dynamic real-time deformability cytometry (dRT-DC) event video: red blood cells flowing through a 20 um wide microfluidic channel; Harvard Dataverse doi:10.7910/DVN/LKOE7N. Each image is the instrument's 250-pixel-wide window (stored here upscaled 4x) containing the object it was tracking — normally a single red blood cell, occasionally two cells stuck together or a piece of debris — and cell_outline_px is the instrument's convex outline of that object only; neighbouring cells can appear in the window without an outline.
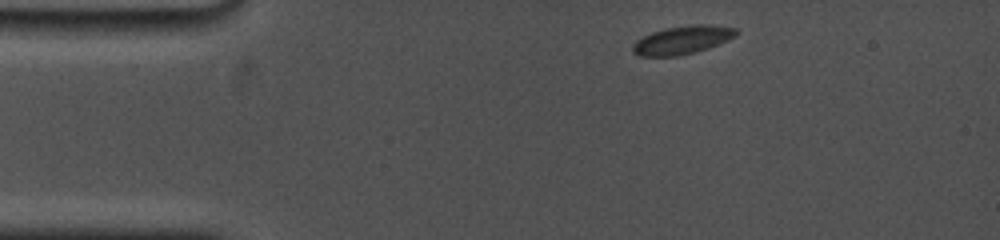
{"species": "common noctule bat (a hibernating species)", "species_latin": "Nyctalus noctula", "temperature_condition": "cold", "stored_images_in_passage": 20, "camera_frame_rate_fps": 5000, "um_per_image_px": 0.085, "animal": {"sex": "female", "body_mass_g": 19.0, "forearm_length_mm": 53.3}, "frame": {"image": 1, "passage_image": 1, "time_ms": 0.0, "image_size_px": [1000, 240], "cell_outline_px": [[740, 32], [736, 36], [728, 40], [708, 48], [696, 52], [676, 56], [640, 56], [632, 52], [632, 44], [636, 40], [652, 32], [664, 28], [692, 24], [708, 24], [736, 28]], "centroid_in_image_um": [58.01, 3.39], "position_along_channel_um": 27.0, "area_um2": 17.22}}
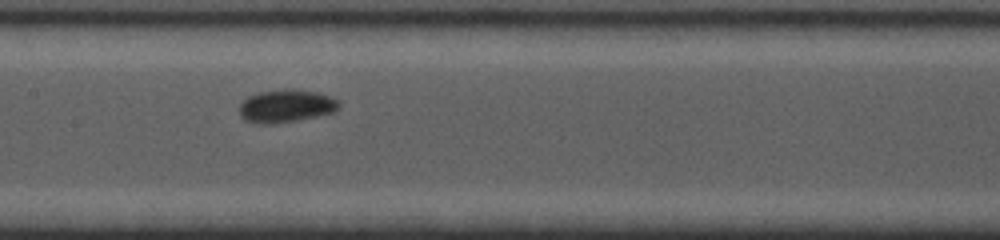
{"frame": {"image": 2, "passage_image": 12, "time_ms": 5.8, "image_size_px": [1000, 240], "cell_outline_px": [[340, 108], [336, 112], [276, 124], [260, 124], [244, 120], [240, 116], [240, 104], [248, 96], [260, 92], [284, 88], [316, 92], [328, 96], [336, 100], [340, 104]], "centroid_in_image_um": [24.3, 9.02], "position_along_channel_um": 183.1, "area_um2": 19.07}}
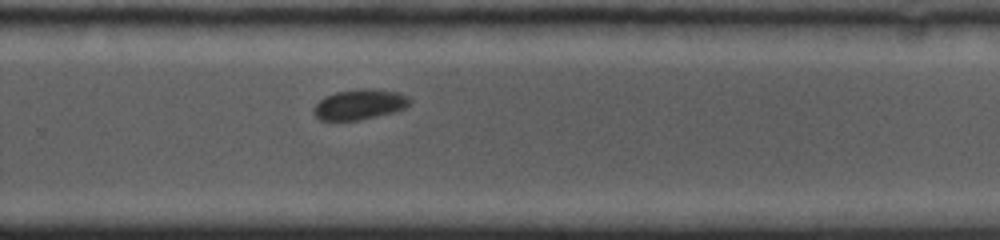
{"frame": {"image": 3, "passage_image": 20, "time_ms": 9.0, "image_size_px": [1000, 240], "cell_outline_px": [[412, 100], [404, 108], [392, 112], [360, 120], [320, 120], [312, 112], [312, 108], [324, 96], [336, 92], [368, 88], [372, 88], [400, 92], [408, 96]], "centroid_in_image_um": [30.55, 8.87], "position_along_channel_um": 299.2, "area_um2": 16.94}}